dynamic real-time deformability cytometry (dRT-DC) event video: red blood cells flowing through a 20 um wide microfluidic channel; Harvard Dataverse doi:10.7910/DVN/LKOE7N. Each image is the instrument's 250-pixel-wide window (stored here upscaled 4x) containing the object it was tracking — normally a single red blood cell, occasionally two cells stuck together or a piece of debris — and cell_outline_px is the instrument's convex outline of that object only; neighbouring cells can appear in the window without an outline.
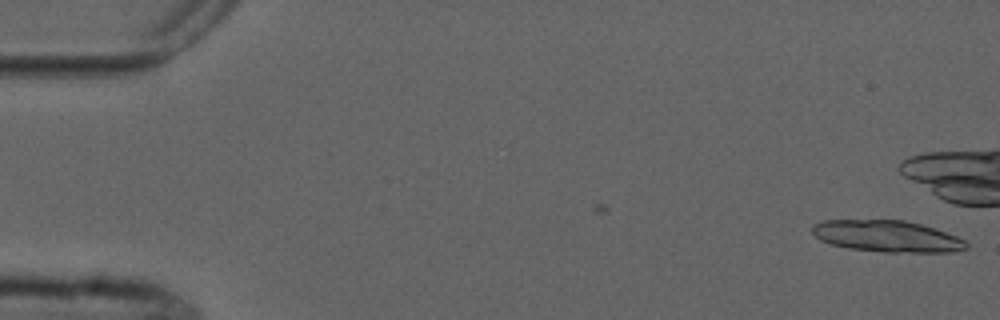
{"species": "common noctule bat (a hibernating species)", "species_latin": "Nyctalus noctula", "temperature_condition": "cold", "stored_images_in_passage": 3, "camera_frame_rate_fps": 3000, "um_per_image_px": 0.085, "animal": {"sex": "male", "forearm_length_mm": 52.5}, "frame": {"image": 1, "passage_image": 3, "time_ms": 2.333, "image_size_px": [1000, 320], "cell_outline_px": [[968, 248], [952, 252], [884, 252], [848, 248], [832, 244], [820, 240], [812, 232], [812, 224], [820, 220], [904, 220], [920, 224], [956, 236], [964, 240], [968, 244]], "centroid_in_image_um": [75.37, 20.08], "position_along_channel_um": 9.6, "area_um2": 28.21}}